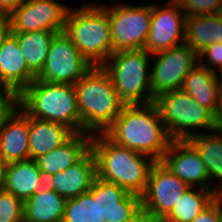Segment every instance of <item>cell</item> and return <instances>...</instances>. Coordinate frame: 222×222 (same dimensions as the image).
Instances as JSON below:
<instances>
[{"label":"cell","instance_id":"1","mask_svg":"<svg viewBox=\"0 0 222 222\" xmlns=\"http://www.w3.org/2000/svg\"><path fill=\"white\" fill-rule=\"evenodd\" d=\"M104 134L117 145L155 161L162 159L172 142L154 102L124 105Z\"/></svg>","mask_w":222,"mask_h":222},{"label":"cell","instance_id":"2","mask_svg":"<svg viewBox=\"0 0 222 222\" xmlns=\"http://www.w3.org/2000/svg\"><path fill=\"white\" fill-rule=\"evenodd\" d=\"M90 149L96 159L98 178L132 194L144 193L154 159L117 145L104 133L92 135Z\"/></svg>","mask_w":222,"mask_h":222},{"label":"cell","instance_id":"3","mask_svg":"<svg viewBox=\"0 0 222 222\" xmlns=\"http://www.w3.org/2000/svg\"><path fill=\"white\" fill-rule=\"evenodd\" d=\"M74 89L83 133H104L125 105L102 66H93L74 84Z\"/></svg>","mask_w":222,"mask_h":222},{"label":"cell","instance_id":"4","mask_svg":"<svg viewBox=\"0 0 222 222\" xmlns=\"http://www.w3.org/2000/svg\"><path fill=\"white\" fill-rule=\"evenodd\" d=\"M63 32L92 66H102L113 54L108 11L101 3L69 8Z\"/></svg>","mask_w":222,"mask_h":222},{"label":"cell","instance_id":"5","mask_svg":"<svg viewBox=\"0 0 222 222\" xmlns=\"http://www.w3.org/2000/svg\"><path fill=\"white\" fill-rule=\"evenodd\" d=\"M20 107L31 117L61 123L82 132L74 85L35 79L20 94Z\"/></svg>","mask_w":222,"mask_h":222},{"label":"cell","instance_id":"6","mask_svg":"<svg viewBox=\"0 0 222 222\" xmlns=\"http://www.w3.org/2000/svg\"><path fill=\"white\" fill-rule=\"evenodd\" d=\"M152 55L144 49L114 52L102 65L125 105L154 102L150 73Z\"/></svg>","mask_w":222,"mask_h":222},{"label":"cell","instance_id":"7","mask_svg":"<svg viewBox=\"0 0 222 222\" xmlns=\"http://www.w3.org/2000/svg\"><path fill=\"white\" fill-rule=\"evenodd\" d=\"M154 103L172 140H188L203 134L204 129L207 132L217 129L214 114L182 89L162 93Z\"/></svg>","mask_w":222,"mask_h":222},{"label":"cell","instance_id":"8","mask_svg":"<svg viewBox=\"0 0 222 222\" xmlns=\"http://www.w3.org/2000/svg\"><path fill=\"white\" fill-rule=\"evenodd\" d=\"M108 11L113 53L122 50L144 49L152 17V4H111Z\"/></svg>","mask_w":222,"mask_h":222},{"label":"cell","instance_id":"9","mask_svg":"<svg viewBox=\"0 0 222 222\" xmlns=\"http://www.w3.org/2000/svg\"><path fill=\"white\" fill-rule=\"evenodd\" d=\"M190 187L160 161L151 167L141 195L143 218L162 221Z\"/></svg>","mask_w":222,"mask_h":222},{"label":"cell","instance_id":"10","mask_svg":"<svg viewBox=\"0 0 222 222\" xmlns=\"http://www.w3.org/2000/svg\"><path fill=\"white\" fill-rule=\"evenodd\" d=\"M92 67L65 33L61 32L52 40L44 67L36 79L74 85Z\"/></svg>","mask_w":222,"mask_h":222},{"label":"cell","instance_id":"11","mask_svg":"<svg viewBox=\"0 0 222 222\" xmlns=\"http://www.w3.org/2000/svg\"><path fill=\"white\" fill-rule=\"evenodd\" d=\"M150 84L154 98L181 89L184 78L198 63V54L183 44L152 54ZM156 57V59H155Z\"/></svg>","mask_w":222,"mask_h":222},{"label":"cell","instance_id":"12","mask_svg":"<svg viewBox=\"0 0 222 222\" xmlns=\"http://www.w3.org/2000/svg\"><path fill=\"white\" fill-rule=\"evenodd\" d=\"M57 0H23L9 16L12 33L63 32L69 6Z\"/></svg>","mask_w":222,"mask_h":222},{"label":"cell","instance_id":"13","mask_svg":"<svg viewBox=\"0 0 222 222\" xmlns=\"http://www.w3.org/2000/svg\"><path fill=\"white\" fill-rule=\"evenodd\" d=\"M152 4L149 34L144 46L151 55L184 44L186 16L174 0Z\"/></svg>","mask_w":222,"mask_h":222},{"label":"cell","instance_id":"14","mask_svg":"<svg viewBox=\"0 0 222 222\" xmlns=\"http://www.w3.org/2000/svg\"><path fill=\"white\" fill-rule=\"evenodd\" d=\"M97 199L102 222H140L141 196L96 177L89 190Z\"/></svg>","mask_w":222,"mask_h":222},{"label":"cell","instance_id":"15","mask_svg":"<svg viewBox=\"0 0 222 222\" xmlns=\"http://www.w3.org/2000/svg\"><path fill=\"white\" fill-rule=\"evenodd\" d=\"M160 162L189 187L210 190L205 163L188 140H172Z\"/></svg>","mask_w":222,"mask_h":222},{"label":"cell","instance_id":"16","mask_svg":"<svg viewBox=\"0 0 222 222\" xmlns=\"http://www.w3.org/2000/svg\"><path fill=\"white\" fill-rule=\"evenodd\" d=\"M97 177L96 159L89 149L75 164L46 178L47 187L65 199L75 198L89 192Z\"/></svg>","mask_w":222,"mask_h":222},{"label":"cell","instance_id":"17","mask_svg":"<svg viewBox=\"0 0 222 222\" xmlns=\"http://www.w3.org/2000/svg\"><path fill=\"white\" fill-rule=\"evenodd\" d=\"M36 76L28 69L17 39L10 34L0 46V86L20 94Z\"/></svg>","mask_w":222,"mask_h":222},{"label":"cell","instance_id":"18","mask_svg":"<svg viewBox=\"0 0 222 222\" xmlns=\"http://www.w3.org/2000/svg\"><path fill=\"white\" fill-rule=\"evenodd\" d=\"M91 134L74 133L65 143L41 155L35 161L45 178L75 164L89 149Z\"/></svg>","mask_w":222,"mask_h":222},{"label":"cell","instance_id":"19","mask_svg":"<svg viewBox=\"0 0 222 222\" xmlns=\"http://www.w3.org/2000/svg\"><path fill=\"white\" fill-rule=\"evenodd\" d=\"M0 157L7 163L29 159V115L21 107L0 133Z\"/></svg>","mask_w":222,"mask_h":222},{"label":"cell","instance_id":"20","mask_svg":"<svg viewBox=\"0 0 222 222\" xmlns=\"http://www.w3.org/2000/svg\"><path fill=\"white\" fill-rule=\"evenodd\" d=\"M46 186V178L34 159L8 163L5 191L25 201Z\"/></svg>","mask_w":222,"mask_h":222},{"label":"cell","instance_id":"21","mask_svg":"<svg viewBox=\"0 0 222 222\" xmlns=\"http://www.w3.org/2000/svg\"><path fill=\"white\" fill-rule=\"evenodd\" d=\"M74 132L67 126L29 116V159H36L65 143Z\"/></svg>","mask_w":222,"mask_h":222},{"label":"cell","instance_id":"22","mask_svg":"<svg viewBox=\"0 0 222 222\" xmlns=\"http://www.w3.org/2000/svg\"><path fill=\"white\" fill-rule=\"evenodd\" d=\"M181 89L215 114L221 88L214 71L198 63L184 78Z\"/></svg>","mask_w":222,"mask_h":222},{"label":"cell","instance_id":"23","mask_svg":"<svg viewBox=\"0 0 222 222\" xmlns=\"http://www.w3.org/2000/svg\"><path fill=\"white\" fill-rule=\"evenodd\" d=\"M67 199L47 186L24 201V220L62 222Z\"/></svg>","mask_w":222,"mask_h":222},{"label":"cell","instance_id":"24","mask_svg":"<svg viewBox=\"0 0 222 222\" xmlns=\"http://www.w3.org/2000/svg\"><path fill=\"white\" fill-rule=\"evenodd\" d=\"M188 141L196 148L205 163L211 181L210 190L216 185L222 186V130L204 132L189 138Z\"/></svg>","mask_w":222,"mask_h":222},{"label":"cell","instance_id":"25","mask_svg":"<svg viewBox=\"0 0 222 222\" xmlns=\"http://www.w3.org/2000/svg\"><path fill=\"white\" fill-rule=\"evenodd\" d=\"M61 32L34 31L11 33L18 41L28 69L37 76L44 67L50 44Z\"/></svg>","mask_w":222,"mask_h":222},{"label":"cell","instance_id":"26","mask_svg":"<svg viewBox=\"0 0 222 222\" xmlns=\"http://www.w3.org/2000/svg\"><path fill=\"white\" fill-rule=\"evenodd\" d=\"M219 14L186 17L184 44L197 54L207 46L218 43Z\"/></svg>","mask_w":222,"mask_h":222},{"label":"cell","instance_id":"27","mask_svg":"<svg viewBox=\"0 0 222 222\" xmlns=\"http://www.w3.org/2000/svg\"><path fill=\"white\" fill-rule=\"evenodd\" d=\"M211 203V190L190 187L163 222H191Z\"/></svg>","mask_w":222,"mask_h":222},{"label":"cell","instance_id":"28","mask_svg":"<svg viewBox=\"0 0 222 222\" xmlns=\"http://www.w3.org/2000/svg\"><path fill=\"white\" fill-rule=\"evenodd\" d=\"M62 222H102L97 199L90 191L67 199Z\"/></svg>","mask_w":222,"mask_h":222},{"label":"cell","instance_id":"29","mask_svg":"<svg viewBox=\"0 0 222 222\" xmlns=\"http://www.w3.org/2000/svg\"><path fill=\"white\" fill-rule=\"evenodd\" d=\"M24 219V201L10 192H0V222H21Z\"/></svg>","mask_w":222,"mask_h":222},{"label":"cell","instance_id":"30","mask_svg":"<svg viewBox=\"0 0 222 222\" xmlns=\"http://www.w3.org/2000/svg\"><path fill=\"white\" fill-rule=\"evenodd\" d=\"M185 16L219 13L222 0H174Z\"/></svg>","mask_w":222,"mask_h":222},{"label":"cell","instance_id":"31","mask_svg":"<svg viewBox=\"0 0 222 222\" xmlns=\"http://www.w3.org/2000/svg\"><path fill=\"white\" fill-rule=\"evenodd\" d=\"M20 108V96L12 91H5L0 96V133L8 120Z\"/></svg>","mask_w":222,"mask_h":222},{"label":"cell","instance_id":"32","mask_svg":"<svg viewBox=\"0 0 222 222\" xmlns=\"http://www.w3.org/2000/svg\"><path fill=\"white\" fill-rule=\"evenodd\" d=\"M198 58L199 64L202 67L208 68L209 70L216 72V70L222 67V44L215 43L210 46H207L200 52V54H198ZM204 58L205 61H203Z\"/></svg>","mask_w":222,"mask_h":222},{"label":"cell","instance_id":"33","mask_svg":"<svg viewBox=\"0 0 222 222\" xmlns=\"http://www.w3.org/2000/svg\"><path fill=\"white\" fill-rule=\"evenodd\" d=\"M191 222H221L216 207L210 203L201 213Z\"/></svg>","mask_w":222,"mask_h":222},{"label":"cell","instance_id":"34","mask_svg":"<svg viewBox=\"0 0 222 222\" xmlns=\"http://www.w3.org/2000/svg\"><path fill=\"white\" fill-rule=\"evenodd\" d=\"M22 2L23 0H0V15L10 16Z\"/></svg>","mask_w":222,"mask_h":222},{"label":"cell","instance_id":"35","mask_svg":"<svg viewBox=\"0 0 222 222\" xmlns=\"http://www.w3.org/2000/svg\"><path fill=\"white\" fill-rule=\"evenodd\" d=\"M11 33L10 17L8 15H0V46Z\"/></svg>","mask_w":222,"mask_h":222},{"label":"cell","instance_id":"36","mask_svg":"<svg viewBox=\"0 0 222 222\" xmlns=\"http://www.w3.org/2000/svg\"><path fill=\"white\" fill-rule=\"evenodd\" d=\"M211 203L216 207L222 222V186L211 189Z\"/></svg>","mask_w":222,"mask_h":222},{"label":"cell","instance_id":"37","mask_svg":"<svg viewBox=\"0 0 222 222\" xmlns=\"http://www.w3.org/2000/svg\"><path fill=\"white\" fill-rule=\"evenodd\" d=\"M215 123L217 125V129L222 130V89L220 90L218 105L216 112L214 114Z\"/></svg>","mask_w":222,"mask_h":222},{"label":"cell","instance_id":"38","mask_svg":"<svg viewBox=\"0 0 222 222\" xmlns=\"http://www.w3.org/2000/svg\"><path fill=\"white\" fill-rule=\"evenodd\" d=\"M8 163L0 157V192L5 190Z\"/></svg>","mask_w":222,"mask_h":222},{"label":"cell","instance_id":"39","mask_svg":"<svg viewBox=\"0 0 222 222\" xmlns=\"http://www.w3.org/2000/svg\"><path fill=\"white\" fill-rule=\"evenodd\" d=\"M218 72H220V73H218ZM215 74H216V79L220 85V88L222 89V67H220L218 70H216Z\"/></svg>","mask_w":222,"mask_h":222},{"label":"cell","instance_id":"40","mask_svg":"<svg viewBox=\"0 0 222 222\" xmlns=\"http://www.w3.org/2000/svg\"><path fill=\"white\" fill-rule=\"evenodd\" d=\"M218 43L222 44V17H220V24L218 28Z\"/></svg>","mask_w":222,"mask_h":222},{"label":"cell","instance_id":"41","mask_svg":"<svg viewBox=\"0 0 222 222\" xmlns=\"http://www.w3.org/2000/svg\"><path fill=\"white\" fill-rule=\"evenodd\" d=\"M140 222H163V221H160V220H149V219L143 218Z\"/></svg>","mask_w":222,"mask_h":222},{"label":"cell","instance_id":"42","mask_svg":"<svg viewBox=\"0 0 222 222\" xmlns=\"http://www.w3.org/2000/svg\"><path fill=\"white\" fill-rule=\"evenodd\" d=\"M218 14H219L220 17H222V4H221V7H220V10H219Z\"/></svg>","mask_w":222,"mask_h":222},{"label":"cell","instance_id":"43","mask_svg":"<svg viewBox=\"0 0 222 222\" xmlns=\"http://www.w3.org/2000/svg\"><path fill=\"white\" fill-rule=\"evenodd\" d=\"M5 92V90L0 86V96Z\"/></svg>","mask_w":222,"mask_h":222}]
</instances>
